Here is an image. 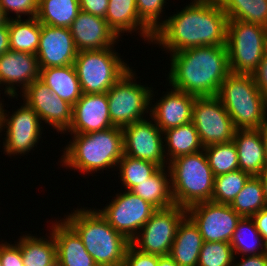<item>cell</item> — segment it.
I'll list each match as a JSON object with an SVG mask.
<instances>
[{
    "label": "cell",
    "instance_id": "7c38bea8",
    "mask_svg": "<svg viewBox=\"0 0 267 266\" xmlns=\"http://www.w3.org/2000/svg\"><path fill=\"white\" fill-rule=\"evenodd\" d=\"M114 198L98 211L117 232L131 241L157 209L130 190Z\"/></svg>",
    "mask_w": 267,
    "mask_h": 266
},
{
    "label": "cell",
    "instance_id": "5bb4252c",
    "mask_svg": "<svg viewBox=\"0 0 267 266\" xmlns=\"http://www.w3.org/2000/svg\"><path fill=\"white\" fill-rule=\"evenodd\" d=\"M1 109V131L6 128V138L3 142L4 151L7 155L26 154L38 143L41 138V121L38 114L26 103L17 109L12 116L7 117ZM7 117V118H6Z\"/></svg>",
    "mask_w": 267,
    "mask_h": 266
},
{
    "label": "cell",
    "instance_id": "bcb514c9",
    "mask_svg": "<svg viewBox=\"0 0 267 266\" xmlns=\"http://www.w3.org/2000/svg\"><path fill=\"white\" fill-rule=\"evenodd\" d=\"M232 266H267V253L247 257L243 256L239 263H233Z\"/></svg>",
    "mask_w": 267,
    "mask_h": 266
},
{
    "label": "cell",
    "instance_id": "c3c4849f",
    "mask_svg": "<svg viewBox=\"0 0 267 266\" xmlns=\"http://www.w3.org/2000/svg\"><path fill=\"white\" fill-rule=\"evenodd\" d=\"M157 266H179L169 255L160 256Z\"/></svg>",
    "mask_w": 267,
    "mask_h": 266
},
{
    "label": "cell",
    "instance_id": "ab89813d",
    "mask_svg": "<svg viewBox=\"0 0 267 266\" xmlns=\"http://www.w3.org/2000/svg\"><path fill=\"white\" fill-rule=\"evenodd\" d=\"M38 3L39 0H0V7L7 18L10 11L16 13V19H21L22 14L35 18L38 13Z\"/></svg>",
    "mask_w": 267,
    "mask_h": 266
},
{
    "label": "cell",
    "instance_id": "2e32d148",
    "mask_svg": "<svg viewBox=\"0 0 267 266\" xmlns=\"http://www.w3.org/2000/svg\"><path fill=\"white\" fill-rule=\"evenodd\" d=\"M23 100L39 116L40 120L52 125L58 132L68 131L72 122V106L53 93L40 79L30 84Z\"/></svg>",
    "mask_w": 267,
    "mask_h": 266
},
{
    "label": "cell",
    "instance_id": "816d5d0a",
    "mask_svg": "<svg viewBox=\"0 0 267 266\" xmlns=\"http://www.w3.org/2000/svg\"><path fill=\"white\" fill-rule=\"evenodd\" d=\"M9 19H10V17L7 18V16L5 15V13L3 12V10L0 7V26L7 24Z\"/></svg>",
    "mask_w": 267,
    "mask_h": 266
},
{
    "label": "cell",
    "instance_id": "9c48e42d",
    "mask_svg": "<svg viewBox=\"0 0 267 266\" xmlns=\"http://www.w3.org/2000/svg\"><path fill=\"white\" fill-rule=\"evenodd\" d=\"M132 71V68L129 69L106 92L110 120L114 126L121 128L143 120L144 114L148 113V109L150 110V101L153 97L151 88L135 82V74Z\"/></svg>",
    "mask_w": 267,
    "mask_h": 266
},
{
    "label": "cell",
    "instance_id": "836d02e7",
    "mask_svg": "<svg viewBox=\"0 0 267 266\" xmlns=\"http://www.w3.org/2000/svg\"><path fill=\"white\" fill-rule=\"evenodd\" d=\"M230 206L241 217H252L267 207L260 179L257 176L250 177Z\"/></svg>",
    "mask_w": 267,
    "mask_h": 266
},
{
    "label": "cell",
    "instance_id": "4316f807",
    "mask_svg": "<svg viewBox=\"0 0 267 266\" xmlns=\"http://www.w3.org/2000/svg\"><path fill=\"white\" fill-rule=\"evenodd\" d=\"M165 172V167H161L149 179L133 186L130 191L149 202L156 209H166L174 206L171 181L167 178Z\"/></svg>",
    "mask_w": 267,
    "mask_h": 266
},
{
    "label": "cell",
    "instance_id": "d6986e66",
    "mask_svg": "<svg viewBox=\"0 0 267 266\" xmlns=\"http://www.w3.org/2000/svg\"><path fill=\"white\" fill-rule=\"evenodd\" d=\"M40 79L38 58L35 54L8 50L0 56V84H6L5 93L17 96L15 84L24 91L35 80Z\"/></svg>",
    "mask_w": 267,
    "mask_h": 266
},
{
    "label": "cell",
    "instance_id": "f907efd6",
    "mask_svg": "<svg viewBox=\"0 0 267 266\" xmlns=\"http://www.w3.org/2000/svg\"><path fill=\"white\" fill-rule=\"evenodd\" d=\"M262 137H263V143H264L265 163H266V169H267V126H265L262 129Z\"/></svg>",
    "mask_w": 267,
    "mask_h": 266
},
{
    "label": "cell",
    "instance_id": "8d00e7d4",
    "mask_svg": "<svg viewBox=\"0 0 267 266\" xmlns=\"http://www.w3.org/2000/svg\"><path fill=\"white\" fill-rule=\"evenodd\" d=\"M250 177L240 169L216 176L211 201L230 205Z\"/></svg>",
    "mask_w": 267,
    "mask_h": 266
},
{
    "label": "cell",
    "instance_id": "ffe728a7",
    "mask_svg": "<svg viewBox=\"0 0 267 266\" xmlns=\"http://www.w3.org/2000/svg\"><path fill=\"white\" fill-rule=\"evenodd\" d=\"M70 31L78 51L114 47L119 38L105 18L84 11L79 12Z\"/></svg>",
    "mask_w": 267,
    "mask_h": 266
},
{
    "label": "cell",
    "instance_id": "f5cc1de1",
    "mask_svg": "<svg viewBox=\"0 0 267 266\" xmlns=\"http://www.w3.org/2000/svg\"><path fill=\"white\" fill-rule=\"evenodd\" d=\"M48 266H61L60 262L56 259L54 262L49 264Z\"/></svg>",
    "mask_w": 267,
    "mask_h": 266
},
{
    "label": "cell",
    "instance_id": "60d3db41",
    "mask_svg": "<svg viewBox=\"0 0 267 266\" xmlns=\"http://www.w3.org/2000/svg\"><path fill=\"white\" fill-rule=\"evenodd\" d=\"M159 257V255L138 251L130 244L122 266H157Z\"/></svg>",
    "mask_w": 267,
    "mask_h": 266
},
{
    "label": "cell",
    "instance_id": "7bdbcfd3",
    "mask_svg": "<svg viewBox=\"0 0 267 266\" xmlns=\"http://www.w3.org/2000/svg\"><path fill=\"white\" fill-rule=\"evenodd\" d=\"M109 0H79L81 11L105 18Z\"/></svg>",
    "mask_w": 267,
    "mask_h": 266
},
{
    "label": "cell",
    "instance_id": "74e56055",
    "mask_svg": "<svg viewBox=\"0 0 267 266\" xmlns=\"http://www.w3.org/2000/svg\"><path fill=\"white\" fill-rule=\"evenodd\" d=\"M234 260L230 243L203 242L197 266H232Z\"/></svg>",
    "mask_w": 267,
    "mask_h": 266
},
{
    "label": "cell",
    "instance_id": "603a6c76",
    "mask_svg": "<svg viewBox=\"0 0 267 266\" xmlns=\"http://www.w3.org/2000/svg\"><path fill=\"white\" fill-rule=\"evenodd\" d=\"M61 221V222H60ZM53 224L56 256L61 266H98L79 235L63 220Z\"/></svg>",
    "mask_w": 267,
    "mask_h": 266
},
{
    "label": "cell",
    "instance_id": "ac0fdd59",
    "mask_svg": "<svg viewBox=\"0 0 267 266\" xmlns=\"http://www.w3.org/2000/svg\"><path fill=\"white\" fill-rule=\"evenodd\" d=\"M110 120L108 97L106 93H83L72 106V134H87L113 127Z\"/></svg>",
    "mask_w": 267,
    "mask_h": 266
},
{
    "label": "cell",
    "instance_id": "8992f818",
    "mask_svg": "<svg viewBox=\"0 0 267 266\" xmlns=\"http://www.w3.org/2000/svg\"><path fill=\"white\" fill-rule=\"evenodd\" d=\"M172 197L175 205L188 208L211 201L214 179L204 150L177 157L168 163Z\"/></svg>",
    "mask_w": 267,
    "mask_h": 266
},
{
    "label": "cell",
    "instance_id": "7a4b0ae2",
    "mask_svg": "<svg viewBox=\"0 0 267 266\" xmlns=\"http://www.w3.org/2000/svg\"><path fill=\"white\" fill-rule=\"evenodd\" d=\"M169 83L196 97L217 96L231 73L226 45L199 46L171 53Z\"/></svg>",
    "mask_w": 267,
    "mask_h": 266
},
{
    "label": "cell",
    "instance_id": "277c9868",
    "mask_svg": "<svg viewBox=\"0 0 267 266\" xmlns=\"http://www.w3.org/2000/svg\"><path fill=\"white\" fill-rule=\"evenodd\" d=\"M70 143L61 157L62 166L83 173L117 167L124 154L122 128L117 126L87 134H74Z\"/></svg>",
    "mask_w": 267,
    "mask_h": 266
},
{
    "label": "cell",
    "instance_id": "681fc988",
    "mask_svg": "<svg viewBox=\"0 0 267 266\" xmlns=\"http://www.w3.org/2000/svg\"><path fill=\"white\" fill-rule=\"evenodd\" d=\"M257 177L261 181L262 188H263V196H264L265 203L267 205V169Z\"/></svg>",
    "mask_w": 267,
    "mask_h": 266
},
{
    "label": "cell",
    "instance_id": "3957f363",
    "mask_svg": "<svg viewBox=\"0 0 267 266\" xmlns=\"http://www.w3.org/2000/svg\"><path fill=\"white\" fill-rule=\"evenodd\" d=\"M63 219L80 237L98 266H122L130 241L97 210L76 209Z\"/></svg>",
    "mask_w": 267,
    "mask_h": 266
},
{
    "label": "cell",
    "instance_id": "f546056e",
    "mask_svg": "<svg viewBox=\"0 0 267 266\" xmlns=\"http://www.w3.org/2000/svg\"><path fill=\"white\" fill-rule=\"evenodd\" d=\"M10 50L36 55L39 47L42 24L35 18L26 20L11 18L8 21Z\"/></svg>",
    "mask_w": 267,
    "mask_h": 266
},
{
    "label": "cell",
    "instance_id": "8fae6325",
    "mask_svg": "<svg viewBox=\"0 0 267 266\" xmlns=\"http://www.w3.org/2000/svg\"><path fill=\"white\" fill-rule=\"evenodd\" d=\"M203 147L232 141L236 128L217 96L196 97L192 121Z\"/></svg>",
    "mask_w": 267,
    "mask_h": 266
},
{
    "label": "cell",
    "instance_id": "b9f144b4",
    "mask_svg": "<svg viewBox=\"0 0 267 266\" xmlns=\"http://www.w3.org/2000/svg\"><path fill=\"white\" fill-rule=\"evenodd\" d=\"M0 260L2 266H24L19 244H0Z\"/></svg>",
    "mask_w": 267,
    "mask_h": 266
},
{
    "label": "cell",
    "instance_id": "e575fe53",
    "mask_svg": "<svg viewBox=\"0 0 267 266\" xmlns=\"http://www.w3.org/2000/svg\"><path fill=\"white\" fill-rule=\"evenodd\" d=\"M203 150L215 177L239 169L237 149L233 140L208 145Z\"/></svg>",
    "mask_w": 267,
    "mask_h": 266
},
{
    "label": "cell",
    "instance_id": "30bf717a",
    "mask_svg": "<svg viewBox=\"0 0 267 266\" xmlns=\"http://www.w3.org/2000/svg\"><path fill=\"white\" fill-rule=\"evenodd\" d=\"M186 215V208L178 205L157 209L141 228L142 234L139 232L130 241L131 245L143 253L169 255L177 228Z\"/></svg>",
    "mask_w": 267,
    "mask_h": 266
},
{
    "label": "cell",
    "instance_id": "7402d4cb",
    "mask_svg": "<svg viewBox=\"0 0 267 266\" xmlns=\"http://www.w3.org/2000/svg\"><path fill=\"white\" fill-rule=\"evenodd\" d=\"M233 142L241 171L252 177L266 170L262 129H236Z\"/></svg>",
    "mask_w": 267,
    "mask_h": 266
},
{
    "label": "cell",
    "instance_id": "1f68e13d",
    "mask_svg": "<svg viewBox=\"0 0 267 266\" xmlns=\"http://www.w3.org/2000/svg\"><path fill=\"white\" fill-rule=\"evenodd\" d=\"M230 245L234 256L239 253L242 254V256L267 253V243L263 240V237L260 235L251 217H241L237 223ZM258 249H260V251H258Z\"/></svg>",
    "mask_w": 267,
    "mask_h": 266
},
{
    "label": "cell",
    "instance_id": "6da1fadb",
    "mask_svg": "<svg viewBox=\"0 0 267 266\" xmlns=\"http://www.w3.org/2000/svg\"><path fill=\"white\" fill-rule=\"evenodd\" d=\"M227 21L218 0H193L179 13L160 22L152 42L163 45L170 53L226 45Z\"/></svg>",
    "mask_w": 267,
    "mask_h": 266
},
{
    "label": "cell",
    "instance_id": "d590c367",
    "mask_svg": "<svg viewBox=\"0 0 267 266\" xmlns=\"http://www.w3.org/2000/svg\"><path fill=\"white\" fill-rule=\"evenodd\" d=\"M120 177L126 190L149 179L160 167L152 162L124 155L118 162Z\"/></svg>",
    "mask_w": 267,
    "mask_h": 266
},
{
    "label": "cell",
    "instance_id": "d6a6232c",
    "mask_svg": "<svg viewBox=\"0 0 267 266\" xmlns=\"http://www.w3.org/2000/svg\"><path fill=\"white\" fill-rule=\"evenodd\" d=\"M227 19L254 23L267 28V0H218Z\"/></svg>",
    "mask_w": 267,
    "mask_h": 266
},
{
    "label": "cell",
    "instance_id": "cb8c5ba5",
    "mask_svg": "<svg viewBox=\"0 0 267 266\" xmlns=\"http://www.w3.org/2000/svg\"><path fill=\"white\" fill-rule=\"evenodd\" d=\"M203 242L199 228L186 215L177 228L169 256L179 266H197Z\"/></svg>",
    "mask_w": 267,
    "mask_h": 266
},
{
    "label": "cell",
    "instance_id": "f1b7e54d",
    "mask_svg": "<svg viewBox=\"0 0 267 266\" xmlns=\"http://www.w3.org/2000/svg\"><path fill=\"white\" fill-rule=\"evenodd\" d=\"M163 134L168 146L166 147L168 152L165 155H168L169 158L166 159H169V162L177 157L194 154L204 149L192 122L167 129Z\"/></svg>",
    "mask_w": 267,
    "mask_h": 266
},
{
    "label": "cell",
    "instance_id": "52a82bcc",
    "mask_svg": "<svg viewBox=\"0 0 267 266\" xmlns=\"http://www.w3.org/2000/svg\"><path fill=\"white\" fill-rule=\"evenodd\" d=\"M226 46L232 73L253 74L267 52V28L228 19Z\"/></svg>",
    "mask_w": 267,
    "mask_h": 266
},
{
    "label": "cell",
    "instance_id": "484cf974",
    "mask_svg": "<svg viewBox=\"0 0 267 266\" xmlns=\"http://www.w3.org/2000/svg\"><path fill=\"white\" fill-rule=\"evenodd\" d=\"M40 80L71 106L83 94L74 64L40 69Z\"/></svg>",
    "mask_w": 267,
    "mask_h": 266
},
{
    "label": "cell",
    "instance_id": "ee69618b",
    "mask_svg": "<svg viewBox=\"0 0 267 266\" xmlns=\"http://www.w3.org/2000/svg\"><path fill=\"white\" fill-rule=\"evenodd\" d=\"M252 76L258 89L265 97H267V52Z\"/></svg>",
    "mask_w": 267,
    "mask_h": 266
},
{
    "label": "cell",
    "instance_id": "d4e9b609",
    "mask_svg": "<svg viewBox=\"0 0 267 266\" xmlns=\"http://www.w3.org/2000/svg\"><path fill=\"white\" fill-rule=\"evenodd\" d=\"M105 20L118 36L140 30L145 40H153L154 32L140 19L136 0H109Z\"/></svg>",
    "mask_w": 267,
    "mask_h": 266
},
{
    "label": "cell",
    "instance_id": "4dcf8cb0",
    "mask_svg": "<svg viewBox=\"0 0 267 266\" xmlns=\"http://www.w3.org/2000/svg\"><path fill=\"white\" fill-rule=\"evenodd\" d=\"M50 235L49 240L28 234L20 237L17 243L24 266H48L57 259L55 239Z\"/></svg>",
    "mask_w": 267,
    "mask_h": 266
},
{
    "label": "cell",
    "instance_id": "f6af8a7d",
    "mask_svg": "<svg viewBox=\"0 0 267 266\" xmlns=\"http://www.w3.org/2000/svg\"><path fill=\"white\" fill-rule=\"evenodd\" d=\"M255 223L257 230L267 243V207L261 209L259 212L251 217Z\"/></svg>",
    "mask_w": 267,
    "mask_h": 266
},
{
    "label": "cell",
    "instance_id": "e0dca14e",
    "mask_svg": "<svg viewBox=\"0 0 267 266\" xmlns=\"http://www.w3.org/2000/svg\"><path fill=\"white\" fill-rule=\"evenodd\" d=\"M78 50L70 28L42 24L39 47L36 52L39 68L73 65Z\"/></svg>",
    "mask_w": 267,
    "mask_h": 266
},
{
    "label": "cell",
    "instance_id": "83f0119b",
    "mask_svg": "<svg viewBox=\"0 0 267 266\" xmlns=\"http://www.w3.org/2000/svg\"><path fill=\"white\" fill-rule=\"evenodd\" d=\"M80 11L79 0H39L36 18L47 26L70 28Z\"/></svg>",
    "mask_w": 267,
    "mask_h": 266
},
{
    "label": "cell",
    "instance_id": "4fadbf2b",
    "mask_svg": "<svg viewBox=\"0 0 267 266\" xmlns=\"http://www.w3.org/2000/svg\"><path fill=\"white\" fill-rule=\"evenodd\" d=\"M186 210L187 215L199 228L204 242L230 243L241 219L229 204L212 201L194 204Z\"/></svg>",
    "mask_w": 267,
    "mask_h": 266
},
{
    "label": "cell",
    "instance_id": "db71d44e",
    "mask_svg": "<svg viewBox=\"0 0 267 266\" xmlns=\"http://www.w3.org/2000/svg\"><path fill=\"white\" fill-rule=\"evenodd\" d=\"M1 109H2V103L0 102V124H1ZM0 132H1V127H0Z\"/></svg>",
    "mask_w": 267,
    "mask_h": 266
},
{
    "label": "cell",
    "instance_id": "44dd1931",
    "mask_svg": "<svg viewBox=\"0 0 267 266\" xmlns=\"http://www.w3.org/2000/svg\"><path fill=\"white\" fill-rule=\"evenodd\" d=\"M167 93L150 109L151 119L162 132L191 122L196 99V96L175 88Z\"/></svg>",
    "mask_w": 267,
    "mask_h": 266
},
{
    "label": "cell",
    "instance_id": "5b68a950",
    "mask_svg": "<svg viewBox=\"0 0 267 266\" xmlns=\"http://www.w3.org/2000/svg\"><path fill=\"white\" fill-rule=\"evenodd\" d=\"M217 97L236 129H263L267 126V97L251 74L230 73L221 83Z\"/></svg>",
    "mask_w": 267,
    "mask_h": 266
},
{
    "label": "cell",
    "instance_id": "7dc6e473",
    "mask_svg": "<svg viewBox=\"0 0 267 266\" xmlns=\"http://www.w3.org/2000/svg\"><path fill=\"white\" fill-rule=\"evenodd\" d=\"M10 50L8 23L0 26V56Z\"/></svg>",
    "mask_w": 267,
    "mask_h": 266
},
{
    "label": "cell",
    "instance_id": "f35d334b",
    "mask_svg": "<svg viewBox=\"0 0 267 266\" xmlns=\"http://www.w3.org/2000/svg\"><path fill=\"white\" fill-rule=\"evenodd\" d=\"M166 0H136L140 19L155 32L160 27L159 16L163 12Z\"/></svg>",
    "mask_w": 267,
    "mask_h": 266
},
{
    "label": "cell",
    "instance_id": "9a60e30c",
    "mask_svg": "<svg viewBox=\"0 0 267 266\" xmlns=\"http://www.w3.org/2000/svg\"><path fill=\"white\" fill-rule=\"evenodd\" d=\"M124 155L165 167L163 132L150 120L134 122L122 128ZM162 134V136H161Z\"/></svg>",
    "mask_w": 267,
    "mask_h": 266
},
{
    "label": "cell",
    "instance_id": "ba28073f",
    "mask_svg": "<svg viewBox=\"0 0 267 266\" xmlns=\"http://www.w3.org/2000/svg\"><path fill=\"white\" fill-rule=\"evenodd\" d=\"M112 49L78 51L74 66L82 93H106L130 69Z\"/></svg>",
    "mask_w": 267,
    "mask_h": 266
}]
</instances>
